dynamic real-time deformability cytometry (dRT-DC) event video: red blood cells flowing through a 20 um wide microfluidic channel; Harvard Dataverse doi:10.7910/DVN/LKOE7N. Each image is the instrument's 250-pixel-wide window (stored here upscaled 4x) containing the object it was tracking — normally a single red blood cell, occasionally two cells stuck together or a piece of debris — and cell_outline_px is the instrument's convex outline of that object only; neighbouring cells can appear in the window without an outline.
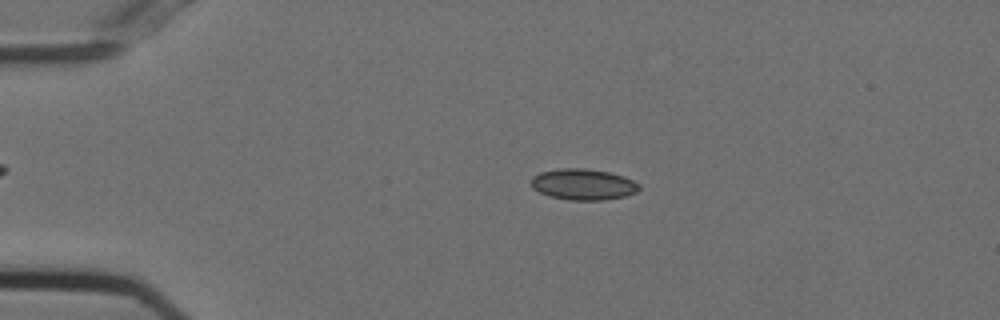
{"species": "Egyptian fruit bat (a non-hibernating species)", "species_latin": "Rousettus aegyptiacus", "temperature_condition": "cold", "stored_images_in_passage": 53, "camera_frame_rate_fps": 3000, "um_per_image_px": 0.085, "animal": {"sex": "female"}, "frame": {"image": 1, "passage_image": 11, "time_ms": 3.333, "image_size_px": [1000, 320], "cell_outline_px": [[640, 188], [636, 192], [624, 196], [604, 200], [568, 200], [548, 196], [532, 188], [532, 176], [540, 172], [560, 168], [584, 168], [608, 172], [624, 176], [640, 184]], "centroid_in_image_um": [49.56, 15.67], "position_along_channel_um": 35.4, "area_um2": 19.59}}
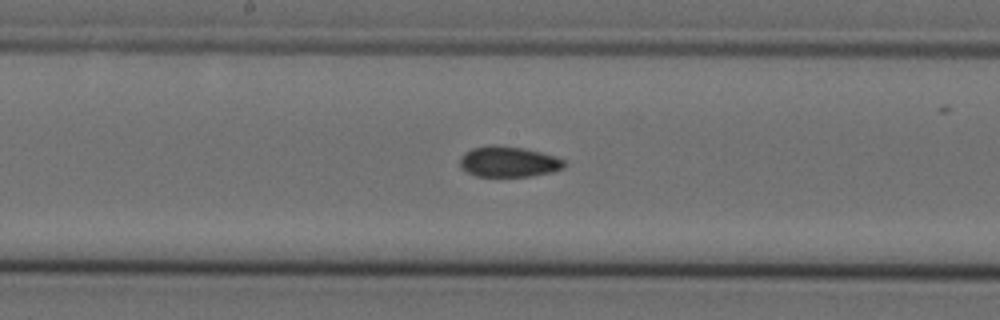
{"frame": {"image": 2, "passage_image": 28, "time_ms": 9.0, "image_size_px": [1000, 320], "cell_outline_px": [[568, 164], [564, 168], [552, 172], [532, 176], [476, 176], [460, 168], [460, 156], [464, 152], [472, 148], [492, 144], [524, 148], [556, 156], [564, 160]], "centroid_in_image_um": [43.24, 13.74], "position_along_channel_um": 205.0, "area_um2": 18.84}}
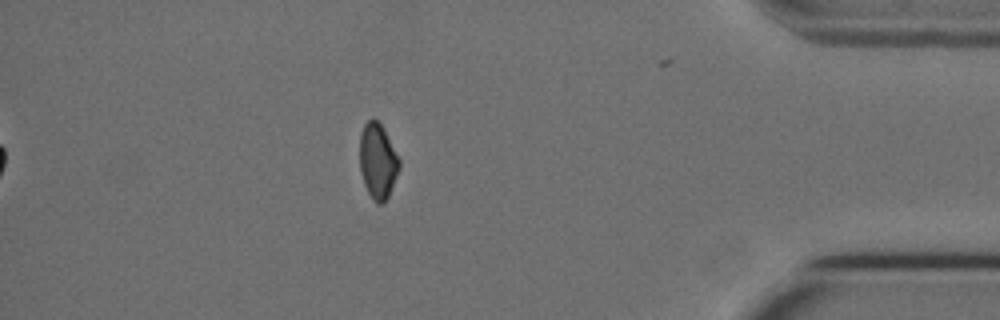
{"frame": {"image": 3, "passage_image": 47, "time_ms": 15.333, "image_size_px": [1000, 320], "cell_outline_px": [[400, 168], [388, 196], [384, 204], [376, 204], [372, 200], [364, 184], [360, 172], [360, 132], [364, 124], [372, 116], [384, 128], [400, 160]], "centroid_in_image_um": [32.1, 13.69], "position_along_channel_um": 403.1, "area_um2": 17.57}, "authors_computed_cell_mechanics": {"area_um2": 18.7272, "velocity_mm_per_s": 3.7368, "shape_relaxation_time_tau1_ms": null, "shape_relaxation_time_tau2_ms": 3.6634, "deformation_change_tau1": null, "deformation_change_tau2": 0.0713}}